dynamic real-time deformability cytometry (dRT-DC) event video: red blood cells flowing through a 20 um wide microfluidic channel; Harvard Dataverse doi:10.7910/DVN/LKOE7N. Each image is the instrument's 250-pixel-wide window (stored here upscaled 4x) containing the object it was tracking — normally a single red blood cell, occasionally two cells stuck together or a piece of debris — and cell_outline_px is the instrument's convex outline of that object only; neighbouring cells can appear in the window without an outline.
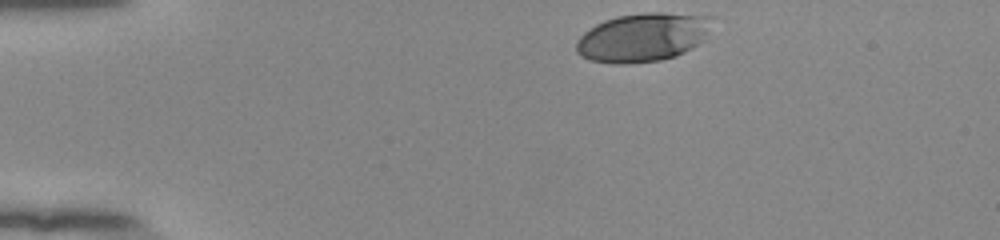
{"species": "human", "species_latin": "Homo sapiens", "temperature_condition": "room temperature", "stored_images_in_passage": 36, "camera_frame_rate_fps": 3000, "um_per_image_px": 0.085, "donor": {"sex": "female"}, "frame": {"image": 1, "passage_image": 1, "time_ms": 0.0, "image_size_px": [1000, 240], "cell_outline_px": [[712, 16], [700, 40], [692, 48], [676, 56], [660, 60], [628, 64], [612, 64], [588, 60], [580, 56], [576, 52], [576, 40], [584, 32], [596, 24], [604, 20], [616, 16], [648, 12], [664, 12]], "centroid_in_image_um": [54.53, 3.18], "position_along_channel_um": 30.5, "area_um2": 38.26}}
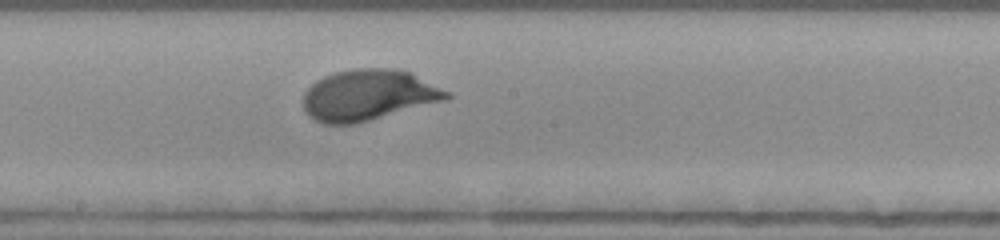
{"frame": {"image": 2, "passage_image": 21, "time_ms": 6.667, "image_size_px": [1000, 240], "cell_outline_px": [[452, 96], [444, 100], [356, 124], [324, 124], [308, 116], [304, 108], [304, 92], [316, 80], [324, 76], [336, 72], [356, 68], [392, 68], [412, 72], [452, 92]], "centroid_in_image_um": [31.33, 8.07], "position_along_channel_um": 216.9, "area_um2": 42.66}}
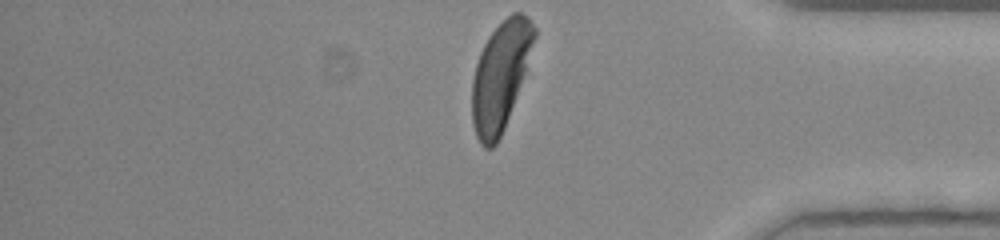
{"frame": {"image": 3, "passage_image": 36, "time_ms": 11.667, "image_size_px": [1000, 240], "cell_outline_px": [[536, 36], [524, 72], [504, 128], [496, 144], [492, 148], [484, 148], [480, 144], [476, 136], [472, 124], [472, 80], [476, 64], [480, 52], [488, 36], [512, 12], [520, 12], [528, 16], [536, 28]], "centroid_in_image_um": [42.51, 6.45], "position_along_channel_um": 392.7, "area_um2": 38.55}, "authors_computed_cell_mechanics": {"area_um2": 40.5467, "velocity_mm_per_s": 3.8693, "shape_relaxation_time_tau1_ms": 2.944, "shape_relaxation_time_tau2_ms": null, "deformation_change_tau1": 0.1693, "deformation_change_tau2": null}}